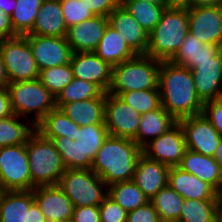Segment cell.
I'll use <instances>...</instances> for the list:
<instances>
[{
    "instance_id": "6da1fadb",
    "label": "cell",
    "mask_w": 222,
    "mask_h": 222,
    "mask_svg": "<svg viewBox=\"0 0 222 222\" xmlns=\"http://www.w3.org/2000/svg\"><path fill=\"white\" fill-rule=\"evenodd\" d=\"M161 106L177 121L203 111L192 72L185 66L171 61H161L158 82Z\"/></svg>"
},
{
    "instance_id": "7a4b0ae2",
    "label": "cell",
    "mask_w": 222,
    "mask_h": 222,
    "mask_svg": "<svg viewBox=\"0 0 222 222\" xmlns=\"http://www.w3.org/2000/svg\"><path fill=\"white\" fill-rule=\"evenodd\" d=\"M142 148L131 139L108 136L91 169L108 185L133 180Z\"/></svg>"
},
{
    "instance_id": "3957f363",
    "label": "cell",
    "mask_w": 222,
    "mask_h": 222,
    "mask_svg": "<svg viewBox=\"0 0 222 222\" xmlns=\"http://www.w3.org/2000/svg\"><path fill=\"white\" fill-rule=\"evenodd\" d=\"M188 33V7L172 4L163 11L160 21L149 33L146 55L160 61H170Z\"/></svg>"
},
{
    "instance_id": "277c9868",
    "label": "cell",
    "mask_w": 222,
    "mask_h": 222,
    "mask_svg": "<svg viewBox=\"0 0 222 222\" xmlns=\"http://www.w3.org/2000/svg\"><path fill=\"white\" fill-rule=\"evenodd\" d=\"M109 136L105 124L80 126L75 140L66 136L44 137L54 142L66 169H91L94 158Z\"/></svg>"
},
{
    "instance_id": "5b68a950",
    "label": "cell",
    "mask_w": 222,
    "mask_h": 222,
    "mask_svg": "<svg viewBox=\"0 0 222 222\" xmlns=\"http://www.w3.org/2000/svg\"><path fill=\"white\" fill-rule=\"evenodd\" d=\"M161 61L146 54H138L112 67L111 84L107 91L119 96L123 92L159 89Z\"/></svg>"
},
{
    "instance_id": "8992f818",
    "label": "cell",
    "mask_w": 222,
    "mask_h": 222,
    "mask_svg": "<svg viewBox=\"0 0 222 222\" xmlns=\"http://www.w3.org/2000/svg\"><path fill=\"white\" fill-rule=\"evenodd\" d=\"M32 190L37 186L57 185L65 165L54 142L35 131L26 143Z\"/></svg>"
},
{
    "instance_id": "52a82bcc",
    "label": "cell",
    "mask_w": 222,
    "mask_h": 222,
    "mask_svg": "<svg viewBox=\"0 0 222 222\" xmlns=\"http://www.w3.org/2000/svg\"><path fill=\"white\" fill-rule=\"evenodd\" d=\"M7 88L13 113L23 117L24 120L28 117L35 126L56 108V98L45 88L39 78L11 82Z\"/></svg>"
},
{
    "instance_id": "ba28073f",
    "label": "cell",
    "mask_w": 222,
    "mask_h": 222,
    "mask_svg": "<svg viewBox=\"0 0 222 222\" xmlns=\"http://www.w3.org/2000/svg\"><path fill=\"white\" fill-rule=\"evenodd\" d=\"M57 186L74 208L99 206L108 196V185L92 169H66Z\"/></svg>"
},
{
    "instance_id": "9c48e42d",
    "label": "cell",
    "mask_w": 222,
    "mask_h": 222,
    "mask_svg": "<svg viewBox=\"0 0 222 222\" xmlns=\"http://www.w3.org/2000/svg\"><path fill=\"white\" fill-rule=\"evenodd\" d=\"M0 51L9 83L39 78L40 70L25 35L0 40Z\"/></svg>"
},
{
    "instance_id": "30bf717a",
    "label": "cell",
    "mask_w": 222,
    "mask_h": 222,
    "mask_svg": "<svg viewBox=\"0 0 222 222\" xmlns=\"http://www.w3.org/2000/svg\"><path fill=\"white\" fill-rule=\"evenodd\" d=\"M0 184L6 191L32 190L26 144L0 148Z\"/></svg>"
},
{
    "instance_id": "8fae6325",
    "label": "cell",
    "mask_w": 222,
    "mask_h": 222,
    "mask_svg": "<svg viewBox=\"0 0 222 222\" xmlns=\"http://www.w3.org/2000/svg\"><path fill=\"white\" fill-rule=\"evenodd\" d=\"M141 116L116 95L106 93L104 124L110 136L134 140Z\"/></svg>"
},
{
    "instance_id": "7c38bea8",
    "label": "cell",
    "mask_w": 222,
    "mask_h": 222,
    "mask_svg": "<svg viewBox=\"0 0 222 222\" xmlns=\"http://www.w3.org/2000/svg\"><path fill=\"white\" fill-rule=\"evenodd\" d=\"M184 133L187 149L214 157L222 139L203 113L178 120Z\"/></svg>"
},
{
    "instance_id": "4fadbf2b",
    "label": "cell",
    "mask_w": 222,
    "mask_h": 222,
    "mask_svg": "<svg viewBox=\"0 0 222 222\" xmlns=\"http://www.w3.org/2000/svg\"><path fill=\"white\" fill-rule=\"evenodd\" d=\"M189 33L222 48V6L188 7Z\"/></svg>"
},
{
    "instance_id": "5bb4252c",
    "label": "cell",
    "mask_w": 222,
    "mask_h": 222,
    "mask_svg": "<svg viewBox=\"0 0 222 222\" xmlns=\"http://www.w3.org/2000/svg\"><path fill=\"white\" fill-rule=\"evenodd\" d=\"M187 150L182 127L177 123L169 131L151 140L142 148L147 158L166 164L178 166Z\"/></svg>"
},
{
    "instance_id": "9a60e30c",
    "label": "cell",
    "mask_w": 222,
    "mask_h": 222,
    "mask_svg": "<svg viewBox=\"0 0 222 222\" xmlns=\"http://www.w3.org/2000/svg\"><path fill=\"white\" fill-rule=\"evenodd\" d=\"M39 70L70 63L72 49L66 37L25 35Z\"/></svg>"
},
{
    "instance_id": "2e32d148",
    "label": "cell",
    "mask_w": 222,
    "mask_h": 222,
    "mask_svg": "<svg viewBox=\"0 0 222 222\" xmlns=\"http://www.w3.org/2000/svg\"><path fill=\"white\" fill-rule=\"evenodd\" d=\"M199 99L205 103L222 98V49L210 60L191 70Z\"/></svg>"
},
{
    "instance_id": "e0dca14e",
    "label": "cell",
    "mask_w": 222,
    "mask_h": 222,
    "mask_svg": "<svg viewBox=\"0 0 222 222\" xmlns=\"http://www.w3.org/2000/svg\"><path fill=\"white\" fill-rule=\"evenodd\" d=\"M33 197L48 222L71 221L74 206L57 185L37 186Z\"/></svg>"
},
{
    "instance_id": "ac0fdd59",
    "label": "cell",
    "mask_w": 222,
    "mask_h": 222,
    "mask_svg": "<svg viewBox=\"0 0 222 222\" xmlns=\"http://www.w3.org/2000/svg\"><path fill=\"white\" fill-rule=\"evenodd\" d=\"M70 64L75 78L89 81L107 93L111 84L112 67L94 52L72 53Z\"/></svg>"
},
{
    "instance_id": "d6986e66",
    "label": "cell",
    "mask_w": 222,
    "mask_h": 222,
    "mask_svg": "<svg viewBox=\"0 0 222 222\" xmlns=\"http://www.w3.org/2000/svg\"><path fill=\"white\" fill-rule=\"evenodd\" d=\"M167 184L184 199L222 200V195L212 185L178 166L169 168Z\"/></svg>"
},
{
    "instance_id": "ffe728a7",
    "label": "cell",
    "mask_w": 222,
    "mask_h": 222,
    "mask_svg": "<svg viewBox=\"0 0 222 222\" xmlns=\"http://www.w3.org/2000/svg\"><path fill=\"white\" fill-rule=\"evenodd\" d=\"M107 25L108 17L93 16L90 19L68 27L66 40L72 52H94L104 35Z\"/></svg>"
},
{
    "instance_id": "44dd1931",
    "label": "cell",
    "mask_w": 222,
    "mask_h": 222,
    "mask_svg": "<svg viewBox=\"0 0 222 222\" xmlns=\"http://www.w3.org/2000/svg\"><path fill=\"white\" fill-rule=\"evenodd\" d=\"M108 24L137 54H146L149 33L139 25L121 3L109 14Z\"/></svg>"
},
{
    "instance_id": "7402d4cb",
    "label": "cell",
    "mask_w": 222,
    "mask_h": 222,
    "mask_svg": "<svg viewBox=\"0 0 222 222\" xmlns=\"http://www.w3.org/2000/svg\"><path fill=\"white\" fill-rule=\"evenodd\" d=\"M169 166L147 158L144 154L138 158L133 181L150 201L168 182Z\"/></svg>"
},
{
    "instance_id": "603a6c76",
    "label": "cell",
    "mask_w": 222,
    "mask_h": 222,
    "mask_svg": "<svg viewBox=\"0 0 222 222\" xmlns=\"http://www.w3.org/2000/svg\"><path fill=\"white\" fill-rule=\"evenodd\" d=\"M178 167L209 183L222 195V168L214 157L187 149Z\"/></svg>"
},
{
    "instance_id": "cb8c5ba5",
    "label": "cell",
    "mask_w": 222,
    "mask_h": 222,
    "mask_svg": "<svg viewBox=\"0 0 222 222\" xmlns=\"http://www.w3.org/2000/svg\"><path fill=\"white\" fill-rule=\"evenodd\" d=\"M67 26L60 0H43L33 29L26 35L66 37Z\"/></svg>"
},
{
    "instance_id": "d4e9b609",
    "label": "cell",
    "mask_w": 222,
    "mask_h": 222,
    "mask_svg": "<svg viewBox=\"0 0 222 222\" xmlns=\"http://www.w3.org/2000/svg\"><path fill=\"white\" fill-rule=\"evenodd\" d=\"M141 116L139 129L134 141L143 148L151 140L174 127L178 121L171 116L162 106L146 112Z\"/></svg>"
},
{
    "instance_id": "484cf974",
    "label": "cell",
    "mask_w": 222,
    "mask_h": 222,
    "mask_svg": "<svg viewBox=\"0 0 222 222\" xmlns=\"http://www.w3.org/2000/svg\"><path fill=\"white\" fill-rule=\"evenodd\" d=\"M106 93L99 98L64 104L60 109L77 125L104 124Z\"/></svg>"
},
{
    "instance_id": "4316f807",
    "label": "cell",
    "mask_w": 222,
    "mask_h": 222,
    "mask_svg": "<svg viewBox=\"0 0 222 222\" xmlns=\"http://www.w3.org/2000/svg\"><path fill=\"white\" fill-rule=\"evenodd\" d=\"M94 53L111 67L138 55L109 24Z\"/></svg>"
},
{
    "instance_id": "83f0119b",
    "label": "cell",
    "mask_w": 222,
    "mask_h": 222,
    "mask_svg": "<svg viewBox=\"0 0 222 222\" xmlns=\"http://www.w3.org/2000/svg\"><path fill=\"white\" fill-rule=\"evenodd\" d=\"M221 49L217 45L204 44L188 33L180 49L170 61L192 70L199 65V62L212 59Z\"/></svg>"
},
{
    "instance_id": "f1b7e54d",
    "label": "cell",
    "mask_w": 222,
    "mask_h": 222,
    "mask_svg": "<svg viewBox=\"0 0 222 222\" xmlns=\"http://www.w3.org/2000/svg\"><path fill=\"white\" fill-rule=\"evenodd\" d=\"M33 190L6 191L0 202V222H27Z\"/></svg>"
},
{
    "instance_id": "f546056e",
    "label": "cell",
    "mask_w": 222,
    "mask_h": 222,
    "mask_svg": "<svg viewBox=\"0 0 222 222\" xmlns=\"http://www.w3.org/2000/svg\"><path fill=\"white\" fill-rule=\"evenodd\" d=\"M222 200L184 199L178 222H216Z\"/></svg>"
},
{
    "instance_id": "4dcf8cb0",
    "label": "cell",
    "mask_w": 222,
    "mask_h": 222,
    "mask_svg": "<svg viewBox=\"0 0 222 222\" xmlns=\"http://www.w3.org/2000/svg\"><path fill=\"white\" fill-rule=\"evenodd\" d=\"M80 126L73 122L61 109L51 110L37 125L38 131L43 137L66 136L75 140Z\"/></svg>"
},
{
    "instance_id": "1f68e13d",
    "label": "cell",
    "mask_w": 222,
    "mask_h": 222,
    "mask_svg": "<svg viewBox=\"0 0 222 222\" xmlns=\"http://www.w3.org/2000/svg\"><path fill=\"white\" fill-rule=\"evenodd\" d=\"M21 117L12 115L0 119V148L11 145L26 144L30 136L36 131L31 122H23ZM29 122V124H27Z\"/></svg>"
},
{
    "instance_id": "d6a6232c",
    "label": "cell",
    "mask_w": 222,
    "mask_h": 222,
    "mask_svg": "<svg viewBox=\"0 0 222 222\" xmlns=\"http://www.w3.org/2000/svg\"><path fill=\"white\" fill-rule=\"evenodd\" d=\"M121 4L150 33L160 21L163 11L171 5H155L142 0H121Z\"/></svg>"
},
{
    "instance_id": "836d02e7",
    "label": "cell",
    "mask_w": 222,
    "mask_h": 222,
    "mask_svg": "<svg viewBox=\"0 0 222 222\" xmlns=\"http://www.w3.org/2000/svg\"><path fill=\"white\" fill-rule=\"evenodd\" d=\"M162 222H178L184 198L168 184L151 200Z\"/></svg>"
},
{
    "instance_id": "e575fe53",
    "label": "cell",
    "mask_w": 222,
    "mask_h": 222,
    "mask_svg": "<svg viewBox=\"0 0 222 222\" xmlns=\"http://www.w3.org/2000/svg\"><path fill=\"white\" fill-rule=\"evenodd\" d=\"M108 196L127 212L135 210L149 201L133 180L108 186Z\"/></svg>"
},
{
    "instance_id": "d590c367",
    "label": "cell",
    "mask_w": 222,
    "mask_h": 222,
    "mask_svg": "<svg viewBox=\"0 0 222 222\" xmlns=\"http://www.w3.org/2000/svg\"><path fill=\"white\" fill-rule=\"evenodd\" d=\"M15 9L11 15V23L14 31L24 36L28 34L34 26L37 14L43 0H16Z\"/></svg>"
},
{
    "instance_id": "8d00e7d4",
    "label": "cell",
    "mask_w": 222,
    "mask_h": 222,
    "mask_svg": "<svg viewBox=\"0 0 222 222\" xmlns=\"http://www.w3.org/2000/svg\"><path fill=\"white\" fill-rule=\"evenodd\" d=\"M104 92L94 83L78 78L73 79L56 97V108H61L64 104L99 98Z\"/></svg>"
},
{
    "instance_id": "74e56055",
    "label": "cell",
    "mask_w": 222,
    "mask_h": 222,
    "mask_svg": "<svg viewBox=\"0 0 222 222\" xmlns=\"http://www.w3.org/2000/svg\"><path fill=\"white\" fill-rule=\"evenodd\" d=\"M39 79L45 88L56 98L73 81V69L70 63L46 68L39 73Z\"/></svg>"
},
{
    "instance_id": "f35d334b",
    "label": "cell",
    "mask_w": 222,
    "mask_h": 222,
    "mask_svg": "<svg viewBox=\"0 0 222 222\" xmlns=\"http://www.w3.org/2000/svg\"><path fill=\"white\" fill-rule=\"evenodd\" d=\"M118 97L137 110L140 115L156 110L161 106L159 89L123 92Z\"/></svg>"
},
{
    "instance_id": "ab89813d",
    "label": "cell",
    "mask_w": 222,
    "mask_h": 222,
    "mask_svg": "<svg viewBox=\"0 0 222 222\" xmlns=\"http://www.w3.org/2000/svg\"><path fill=\"white\" fill-rule=\"evenodd\" d=\"M60 3L67 28L95 16L84 0H60Z\"/></svg>"
},
{
    "instance_id": "60d3db41",
    "label": "cell",
    "mask_w": 222,
    "mask_h": 222,
    "mask_svg": "<svg viewBox=\"0 0 222 222\" xmlns=\"http://www.w3.org/2000/svg\"><path fill=\"white\" fill-rule=\"evenodd\" d=\"M101 222H126L128 212L107 196L99 205Z\"/></svg>"
},
{
    "instance_id": "b9f144b4",
    "label": "cell",
    "mask_w": 222,
    "mask_h": 222,
    "mask_svg": "<svg viewBox=\"0 0 222 222\" xmlns=\"http://www.w3.org/2000/svg\"><path fill=\"white\" fill-rule=\"evenodd\" d=\"M202 113L222 137V98L205 102Z\"/></svg>"
},
{
    "instance_id": "7bdbcfd3",
    "label": "cell",
    "mask_w": 222,
    "mask_h": 222,
    "mask_svg": "<svg viewBox=\"0 0 222 222\" xmlns=\"http://www.w3.org/2000/svg\"><path fill=\"white\" fill-rule=\"evenodd\" d=\"M126 222H162L151 201L128 212Z\"/></svg>"
},
{
    "instance_id": "ee69618b",
    "label": "cell",
    "mask_w": 222,
    "mask_h": 222,
    "mask_svg": "<svg viewBox=\"0 0 222 222\" xmlns=\"http://www.w3.org/2000/svg\"><path fill=\"white\" fill-rule=\"evenodd\" d=\"M84 3L95 16L108 17L121 0H84Z\"/></svg>"
},
{
    "instance_id": "f6af8a7d",
    "label": "cell",
    "mask_w": 222,
    "mask_h": 222,
    "mask_svg": "<svg viewBox=\"0 0 222 222\" xmlns=\"http://www.w3.org/2000/svg\"><path fill=\"white\" fill-rule=\"evenodd\" d=\"M72 222H101L99 206H84L73 209Z\"/></svg>"
},
{
    "instance_id": "bcb514c9",
    "label": "cell",
    "mask_w": 222,
    "mask_h": 222,
    "mask_svg": "<svg viewBox=\"0 0 222 222\" xmlns=\"http://www.w3.org/2000/svg\"><path fill=\"white\" fill-rule=\"evenodd\" d=\"M19 36L11 23V17L0 9V40L10 39Z\"/></svg>"
},
{
    "instance_id": "7dc6e473",
    "label": "cell",
    "mask_w": 222,
    "mask_h": 222,
    "mask_svg": "<svg viewBox=\"0 0 222 222\" xmlns=\"http://www.w3.org/2000/svg\"><path fill=\"white\" fill-rule=\"evenodd\" d=\"M14 115L11 108L10 93L6 87H0V119Z\"/></svg>"
},
{
    "instance_id": "c3c4849f",
    "label": "cell",
    "mask_w": 222,
    "mask_h": 222,
    "mask_svg": "<svg viewBox=\"0 0 222 222\" xmlns=\"http://www.w3.org/2000/svg\"><path fill=\"white\" fill-rule=\"evenodd\" d=\"M27 222H48L36 202L27 210Z\"/></svg>"
},
{
    "instance_id": "681fc988",
    "label": "cell",
    "mask_w": 222,
    "mask_h": 222,
    "mask_svg": "<svg viewBox=\"0 0 222 222\" xmlns=\"http://www.w3.org/2000/svg\"><path fill=\"white\" fill-rule=\"evenodd\" d=\"M181 4L186 7L222 6V0H184Z\"/></svg>"
},
{
    "instance_id": "f907efd6",
    "label": "cell",
    "mask_w": 222,
    "mask_h": 222,
    "mask_svg": "<svg viewBox=\"0 0 222 222\" xmlns=\"http://www.w3.org/2000/svg\"><path fill=\"white\" fill-rule=\"evenodd\" d=\"M17 1L16 0H0V9L11 17Z\"/></svg>"
},
{
    "instance_id": "816d5d0a",
    "label": "cell",
    "mask_w": 222,
    "mask_h": 222,
    "mask_svg": "<svg viewBox=\"0 0 222 222\" xmlns=\"http://www.w3.org/2000/svg\"><path fill=\"white\" fill-rule=\"evenodd\" d=\"M8 84H9V79L7 77L5 65L3 63L0 51V87H6Z\"/></svg>"
},
{
    "instance_id": "f5cc1de1",
    "label": "cell",
    "mask_w": 222,
    "mask_h": 222,
    "mask_svg": "<svg viewBox=\"0 0 222 222\" xmlns=\"http://www.w3.org/2000/svg\"><path fill=\"white\" fill-rule=\"evenodd\" d=\"M214 159L220 164V166L222 168V139L219 143V146L216 149Z\"/></svg>"
},
{
    "instance_id": "db71d44e",
    "label": "cell",
    "mask_w": 222,
    "mask_h": 222,
    "mask_svg": "<svg viewBox=\"0 0 222 222\" xmlns=\"http://www.w3.org/2000/svg\"><path fill=\"white\" fill-rule=\"evenodd\" d=\"M142 1H146L155 5H172L170 0H142Z\"/></svg>"
},
{
    "instance_id": "11a10c76",
    "label": "cell",
    "mask_w": 222,
    "mask_h": 222,
    "mask_svg": "<svg viewBox=\"0 0 222 222\" xmlns=\"http://www.w3.org/2000/svg\"><path fill=\"white\" fill-rule=\"evenodd\" d=\"M6 192V190L4 189V187L0 184V202L2 200V197L4 195V193Z\"/></svg>"
},
{
    "instance_id": "9f6ffc18",
    "label": "cell",
    "mask_w": 222,
    "mask_h": 222,
    "mask_svg": "<svg viewBox=\"0 0 222 222\" xmlns=\"http://www.w3.org/2000/svg\"><path fill=\"white\" fill-rule=\"evenodd\" d=\"M184 0H170L172 4H181Z\"/></svg>"
},
{
    "instance_id": "6f0895ef",
    "label": "cell",
    "mask_w": 222,
    "mask_h": 222,
    "mask_svg": "<svg viewBox=\"0 0 222 222\" xmlns=\"http://www.w3.org/2000/svg\"><path fill=\"white\" fill-rule=\"evenodd\" d=\"M219 222H222V212L219 215Z\"/></svg>"
}]
</instances>
